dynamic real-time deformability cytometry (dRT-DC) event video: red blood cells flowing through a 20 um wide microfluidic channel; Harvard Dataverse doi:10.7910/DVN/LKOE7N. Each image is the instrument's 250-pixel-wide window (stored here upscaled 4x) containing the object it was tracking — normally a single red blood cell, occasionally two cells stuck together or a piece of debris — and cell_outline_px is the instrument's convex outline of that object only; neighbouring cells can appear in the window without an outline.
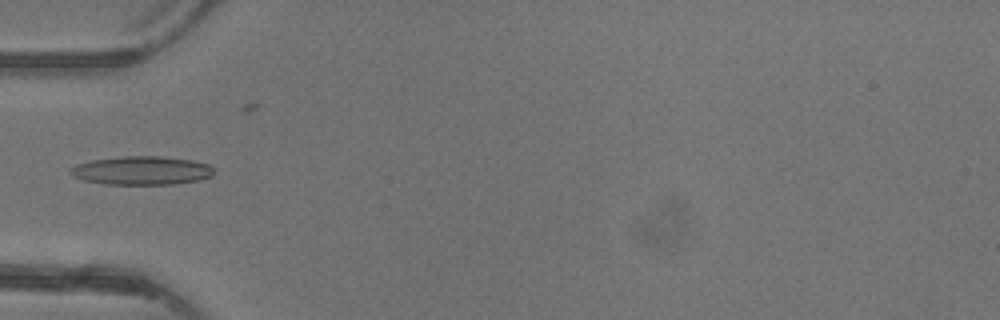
{"species": "common noctule bat (a hibernating species)", "species_latin": "Nyctalus noctula", "temperature_condition": "warm", "stored_images_in_passage": 5, "camera_frame_rate_fps": 3000, "um_per_image_px": 0.085, "animal": {"sex": "female"}, "frame": {"image": 1, "passage_image": 4, "time_ms": 4.667, "image_size_px": [1000, 320], "cell_outline_px": [[212, 176], [200, 180], [172, 184], [108, 184], [84, 180], [72, 176], [68, 172], [76, 164], [92, 160], [124, 156], [160, 156], [192, 160], [208, 164], [212, 168]], "centroid_in_image_um": [12.03, 14.49], "position_along_channel_um": 73.0, "area_um2": 23.76}}
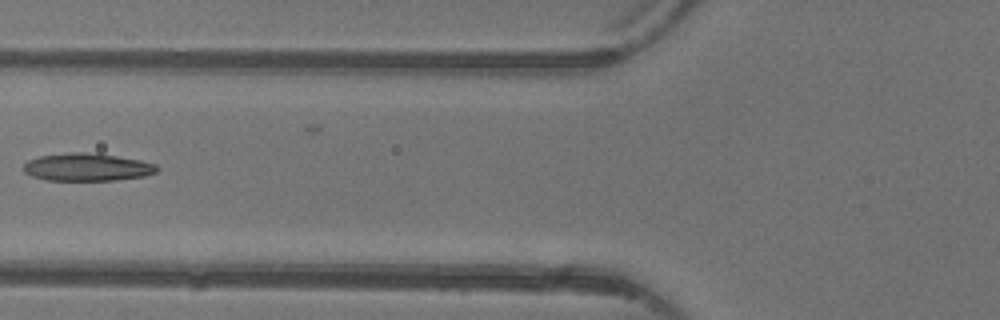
{"frame": {"image": 2, "passage_image": 5, "time_ms": 5.667, "image_size_px": [1000, 320], "cell_outline_px": [[160, 168], [156, 172], [144, 176], [116, 180], [48, 180], [32, 176], [24, 172], [24, 164], [28, 160], [40, 156], [72, 152], [84, 152], [116, 156], [140, 160], [156, 164]], "centroid_in_image_um": [7.42, 14.21], "position_along_channel_um": 118.4, "area_um2": 21.39}}